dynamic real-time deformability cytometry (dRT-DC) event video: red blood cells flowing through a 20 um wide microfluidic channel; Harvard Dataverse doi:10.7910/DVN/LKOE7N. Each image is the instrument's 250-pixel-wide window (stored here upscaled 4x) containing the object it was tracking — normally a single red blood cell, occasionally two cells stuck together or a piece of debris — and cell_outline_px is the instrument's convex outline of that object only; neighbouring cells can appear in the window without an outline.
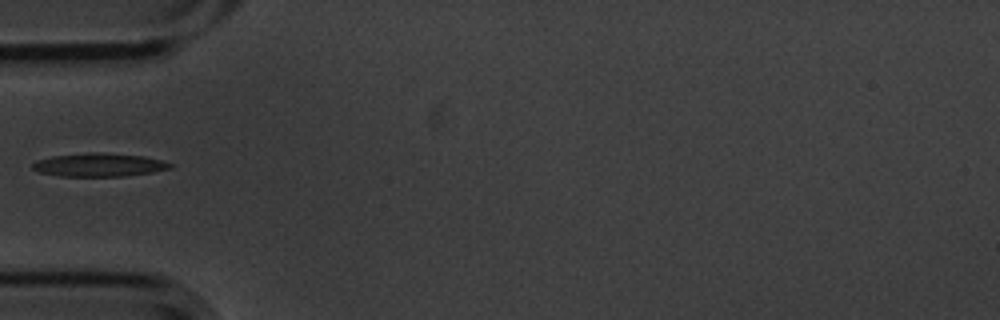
{"species": "common noctule bat (a hibernating species)", "species_latin": "Nyctalus noctula", "temperature_condition": "cold", "stored_images_in_passage": 1, "camera_frame_rate_fps": 3000, "um_per_image_px": 0.085, "animal": {"sex": "male", "body_mass_g": 20.1, "forearm_length_mm": 53.5}, "frame": {"image": 1, "passage_image": 1, "time_ms": 0.0, "image_size_px": [1000, 320], "cell_outline_px": [[172, 168], [152, 172], [124, 176], [60, 176], [40, 172], [32, 168], [32, 164], [36, 160], [52, 156], [88, 152], [104, 152], [144, 156], [160, 160], [172, 164]], "centroid_in_image_um": [8.41, 14.0], "position_along_channel_um": 76.6, "area_um2": 18.73}}